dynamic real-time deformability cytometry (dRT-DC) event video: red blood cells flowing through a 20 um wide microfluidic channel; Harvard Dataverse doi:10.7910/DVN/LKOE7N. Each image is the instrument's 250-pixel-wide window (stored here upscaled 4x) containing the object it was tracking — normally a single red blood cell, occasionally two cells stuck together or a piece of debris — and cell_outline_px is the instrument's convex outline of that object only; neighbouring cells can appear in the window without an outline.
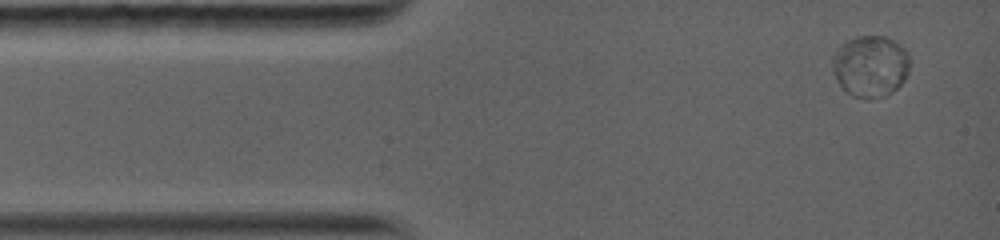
{"species": "common noctule bat (a hibernating species)", "species_latin": "Nyctalus noctula", "temperature_condition": "warm", "stored_images_in_passage": 17, "camera_frame_rate_fps": 5000, "um_per_image_px": 0.085, "animal": {"sex": "female", "body_mass_g": 19.0, "forearm_length_mm": 56.7}, "frame": {"image": 1, "passage_image": 1, "time_ms": 0.0, "image_size_px": [1000, 240], "cell_outline_px": [[908, 72], [904, 80], [892, 92], [872, 96], [852, 96], [844, 92], [836, 80], [832, 68], [832, 56], [848, 40], [856, 36], [884, 36], [892, 40], [904, 48], [908, 52]], "centroid_in_image_um": [73.96, 5.6], "position_along_channel_um": 11.0, "area_um2": 27.17}}
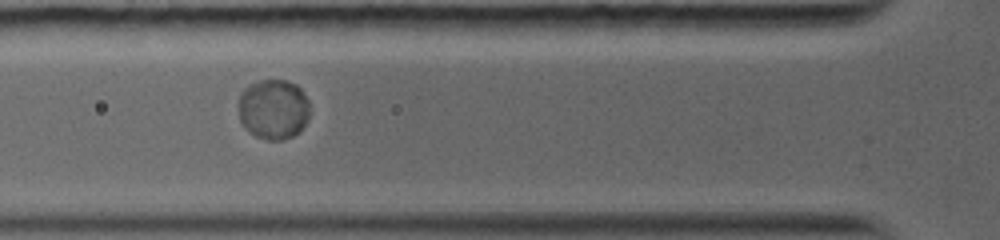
{"frame": {"image": 2, "passage_image": 12, "time_ms": 3.8, "image_size_px": [1000, 240], "cell_outline_px": [[308, 120], [300, 132], [292, 136], [280, 140], [268, 140], [256, 136], [248, 132], [244, 128], [240, 120], [240, 92], [248, 84], [260, 80], [288, 80], [296, 84], [304, 92], [308, 100]], "centroid_in_image_um": [23.25, 9.28], "position_along_channel_um": 102.6, "area_um2": 25.2}}
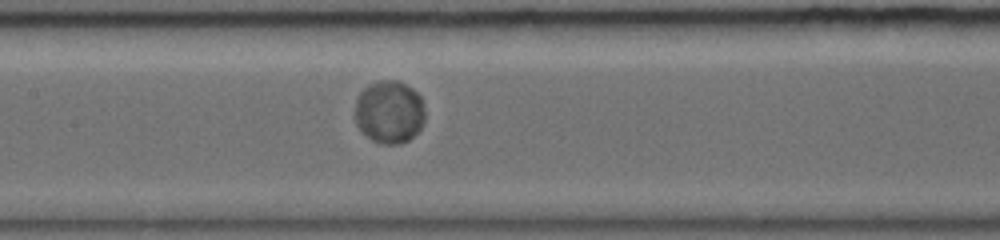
{"frame": {"image": 3, "passage_image": 17, "time_ms": 5.6, "image_size_px": [1000, 240], "cell_outline_px": [[424, 120], [420, 128], [408, 140], [400, 144], [380, 144], [372, 140], [356, 124], [356, 100], [360, 92], [368, 84], [380, 80], [396, 80], [412, 88], [420, 96], [424, 108]], "centroid_in_image_um": [33.09, 9.51], "position_along_channel_um": 174.3, "area_um2": 25.49}}